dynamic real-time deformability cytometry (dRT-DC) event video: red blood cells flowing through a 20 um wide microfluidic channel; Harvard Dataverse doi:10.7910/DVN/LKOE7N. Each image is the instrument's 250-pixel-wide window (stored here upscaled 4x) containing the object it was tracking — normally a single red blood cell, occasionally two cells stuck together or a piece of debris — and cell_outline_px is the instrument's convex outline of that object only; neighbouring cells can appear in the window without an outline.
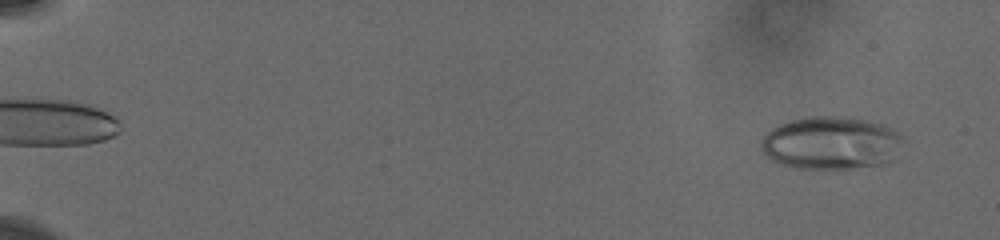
{"species": "human", "species_latin": "Homo sapiens", "temperature_condition": "cold", "stored_images_in_passage": 77, "camera_frame_rate_fps": 3000, "um_per_image_px": 0.085, "donor": {"sex": "male"}, "frame": {"image": 1, "passage_image": 5, "time_ms": 1.0, "image_size_px": [1000, 240], "cell_outline_px": [[904, 140], [880, 164], [848, 168], [796, 168], [772, 160], [760, 152], [760, 140], [772, 128], [780, 124], [804, 116], [852, 116], [884, 124], [892, 128]], "centroid_in_image_um": [70.53, 12.11], "position_along_channel_um": 14.5, "area_um2": 43.23}}
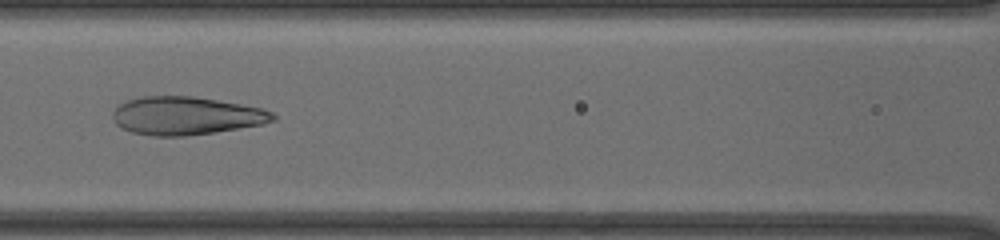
{"frame": {"image": 2, "passage_image": 62, "time_ms": 9.333, "image_size_px": [1000, 240], "cell_outline_px": [[276, 120], [264, 124], [216, 132], [188, 136], [152, 136], [132, 132], [120, 128], [116, 124], [112, 116], [112, 112], [124, 100], [140, 96], [192, 96], [264, 108], [272, 112], [276, 116]], "centroid_in_image_um": [15.81, 9.84], "position_along_channel_um": 150.8, "area_um2": 35.89}}
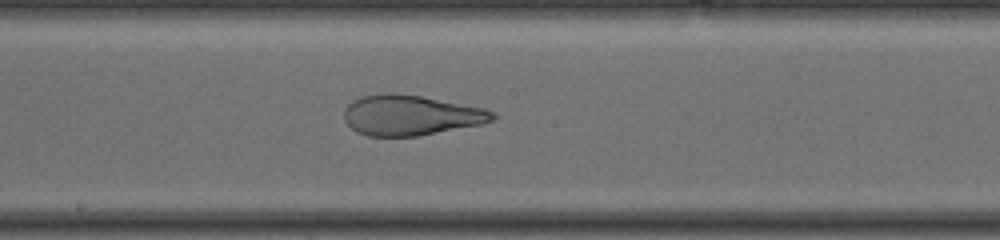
{"frame": {"image": 3, "passage_image": 71, "time_ms": 11.0, "image_size_px": [1000, 240], "cell_outline_px": [[496, 116], [492, 120], [484, 124], [416, 136], [368, 136], [356, 132], [344, 120], [344, 108], [352, 100], [360, 96], [384, 92], [396, 92], [420, 96], [484, 108], [496, 112]], "centroid_in_image_um": [34.88, 9.78], "position_along_channel_um": 213.3, "area_um2": 35.08}}